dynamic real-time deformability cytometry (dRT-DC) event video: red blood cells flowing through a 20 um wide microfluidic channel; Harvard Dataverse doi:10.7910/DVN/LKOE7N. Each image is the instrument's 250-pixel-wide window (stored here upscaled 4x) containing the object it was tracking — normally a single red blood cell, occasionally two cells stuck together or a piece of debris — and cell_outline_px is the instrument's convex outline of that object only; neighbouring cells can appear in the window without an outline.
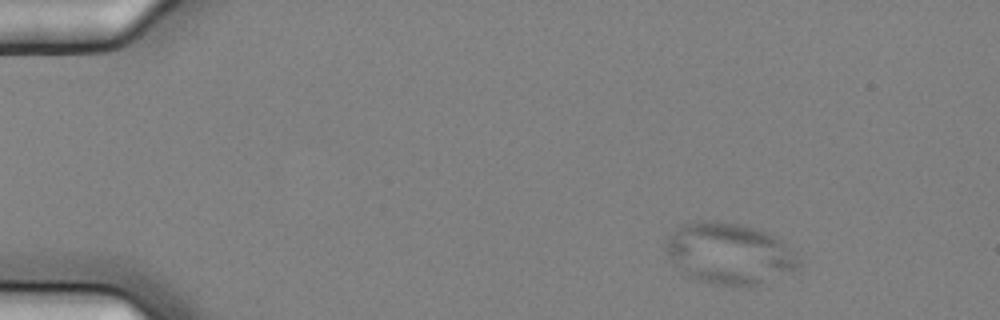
{"species": "common noctule bat (a hibernating species)", "species_latin": "Nyctalus noctula", "temperature_condition": "cold", "stored_images_in_passage": 3, "camera_frame_rate_fps": 3000, "um_per_image_px": 0.085, "animal": {"sex": "female", "body_mass_g": 25.1}, "frame": {"image": 1, "passage_image": 1, "time_ms": 0.0, "image_size_px": [1000, 320], "cell_outline_px": [[800, 272], [760, 284], [708, 284], [696, 280], [680, 272], [664, 252], [664, 244], [668, 236], [684, 224], [700, 220], [716, 220], [736, 224], [752, 228], [776, 236], [796, 252], [800, 260]], "centroid_in_image_um": [62.02, 21.57], "position_along_channel_um": 23.0, "area_um2": 47.97}}